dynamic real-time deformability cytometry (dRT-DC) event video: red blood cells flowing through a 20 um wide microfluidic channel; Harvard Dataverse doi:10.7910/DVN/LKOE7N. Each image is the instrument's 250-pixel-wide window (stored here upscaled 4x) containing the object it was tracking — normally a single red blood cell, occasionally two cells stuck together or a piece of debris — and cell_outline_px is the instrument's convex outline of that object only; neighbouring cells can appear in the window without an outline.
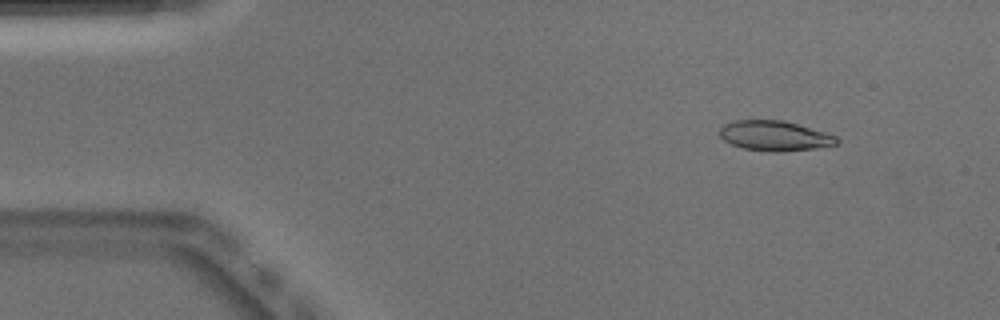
{"species": "Egyptian fruit bat (a non-hibernating species)", "species_latin": "Rousettus aegyptiacus", "temperature_condition": "warm", "stored_images_in_passage": 46, "camera_frame_rate_fps": 3000, "um_per_image_px": 0.085, "animal": {"sex": "male"}, "frame": {"image": 1, "passage_image": 1, "time_ms": 0.0, "image_size_px": [1000, 320], "cell_outline_px": [[840, 144], [816, 148], [780, 152], [772, 152], [744, 148], [732, 144], [724, 140], [720, 136], [720, 128], [724, 124], [736, 120], [784, 120], [824, 132], [836, 136], [840, 140]], "centroid_in_image_um": [65.87, 11.55], "position_along_channel_um": 19.1, "area_um2": 20.46}}
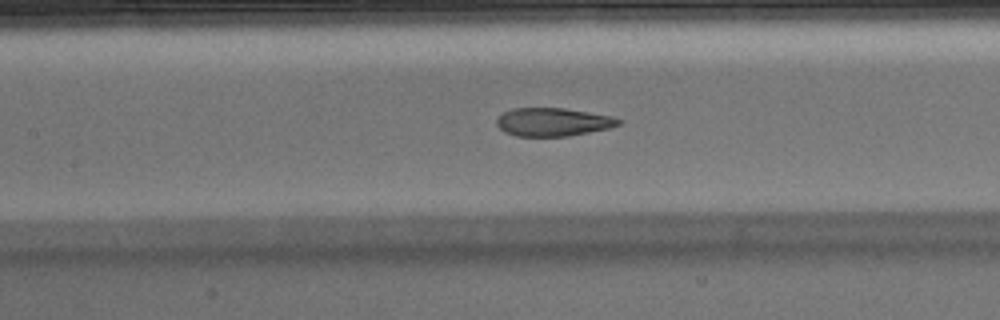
{"frame": {"image": 2, "passage_image": 18, "time_ms": 5.667, "image_size_px": [1000, 320], "cell_outline_px": [[624, 120], [620, 124], [608, 128], [568, 136], [516, 136], [504, 132], [496, 124], [496, 120], [504, 112], [512, 108], [564, 108], [612, 116]], "centroid_in_image_um": [47.0, 10.37], "position_along_channel_um": 160.4, "area_um2": 20.0}}
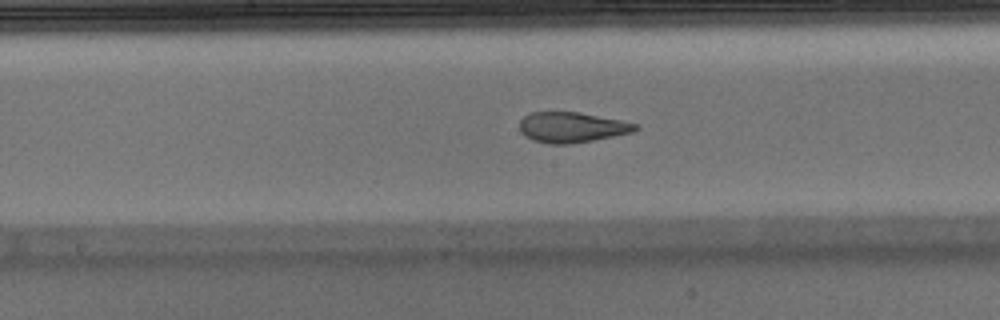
{"frame": {"image": 3, "passage_image": 21, "time_ms": 6.667, "image_size_px": [1000, 320], "cell_outline_px": [[640, 128], [632, 132], [572, 144], [548, 144], [532, 140], [524, 136], [520, 132], [520, 120], [524, 116], [532, 112], [580, 112], [640, 124]], "centroid_in_image_um": [48.59, 10.82], "position_along_channel_um": 199.6, "area_um2": 20.58}, "authors_computed_cell_mechanics": {"area_um2": 21.5594, "velocity_mm_per_s": 3.9212, "shape_relaxation_time_tau1_ms": 9.102, "shape_relaxation_time_tau2_ms": 1.2865, "deformation_change_tau1": 0.3072, "deformation_change_tau2": 0.0786}}